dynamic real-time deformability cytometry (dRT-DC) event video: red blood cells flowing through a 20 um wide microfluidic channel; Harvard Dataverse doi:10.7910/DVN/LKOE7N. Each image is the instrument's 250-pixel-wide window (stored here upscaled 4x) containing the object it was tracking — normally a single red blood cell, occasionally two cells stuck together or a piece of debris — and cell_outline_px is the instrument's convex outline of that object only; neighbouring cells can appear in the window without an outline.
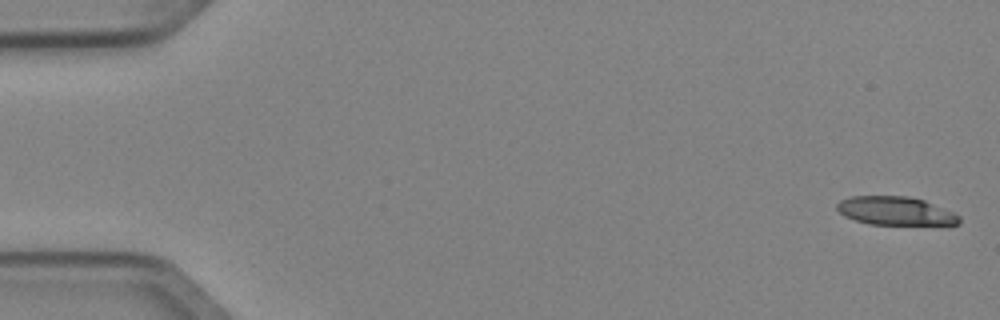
{"species": "Egyptian fruit bat (a non-hibernating species)", "species_latin": "Rousettus aegyptiacus", "temperature_condition": "cold", "stored_images_in_passage": 5, "camera_frame_rate_fps": 3000, "um_per_image_px": 0.085, "animal": {"sex": "female"}, "frame": {"image": 1, "passage_image": 1, "time_ms": 0.0, "image_size_px": [1000, 320], "cell_outline_px": [[960, 224], [872, 224], [856, 220], [844, 216], [836, 208], [836, 204], [840, 200], [852, 196], [908, 196], [924, 200], [952, 212], [960, 216]], "centroid_in_image_um": [76.08, 17.91], "position_along_channel_um": 8.9, "area_um2": 20.0}}
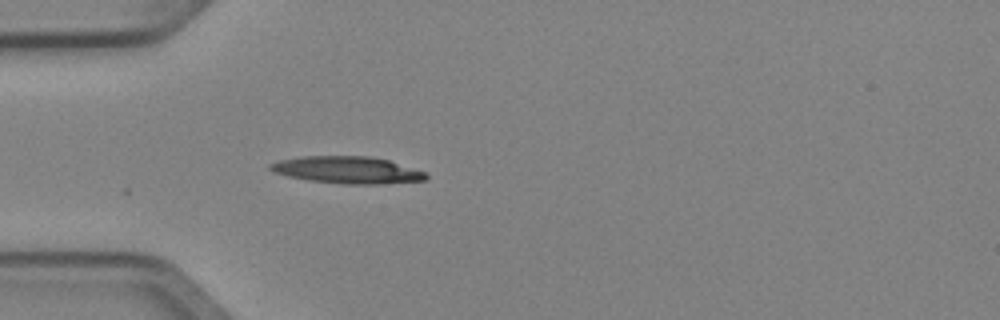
{"frame": {"image": 2, "passage_image": 5, "time_ms": 1.333, "image_size_px": [1000, 320], "cell_outline_px": [[428, 176], [424, 180], [376, 184], [344, 184], [312, 180], [288, 176], [276, 172], [268, 168], [268, 164], [280, 160], [304, 156], [368, 156], [388, 160], [424, 172]], "centroid_in_image_um": [29.5, 14.44], "position_along_channel_um": 55.5, "area_um2": 24.04}}